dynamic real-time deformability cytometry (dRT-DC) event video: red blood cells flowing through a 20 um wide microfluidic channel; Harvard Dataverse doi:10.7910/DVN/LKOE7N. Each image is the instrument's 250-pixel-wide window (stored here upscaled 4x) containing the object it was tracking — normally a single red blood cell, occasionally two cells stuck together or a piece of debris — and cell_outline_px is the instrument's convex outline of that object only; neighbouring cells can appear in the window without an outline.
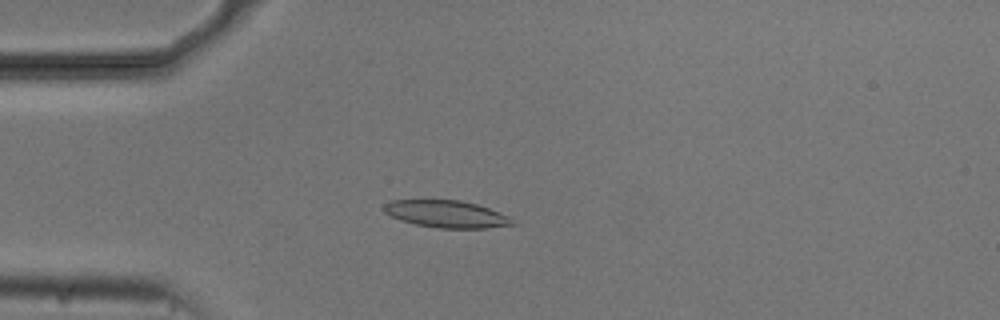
{"species": "common noctule bat (a hibernating species)", "species_latin": "Nyctalus noctula", "temperature_condition": "cold", "stored_images_in_passage": 54, "camera_frame_rate_fps": 3000, "um_per_image_px": 0.085, "animal": {"sex": "male", "body_mass_g": 20.5, "forearm_length_mm": 52.5}, "frame": {"image": 1, "passage_image": 14, "time_ms": 4.333, "image_size_px": [1000, 320], "cell_outline_px": [[520, 224], [488, 228], [440, 228], [416, 224], [400, 220], [384, 212], [384, 204], [392, 200], [460, 200], [476, 204], [488, 208], [508, 216]], "centroid_in_image_um": [37.99, 18.2], "position_along_channel_um": 47.0, "area_um2": 20.29}}
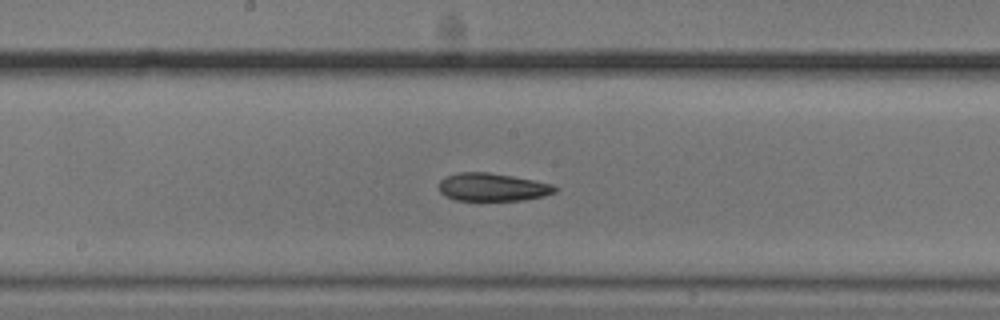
{"frame": {"image": 2, "passage_image": 28, "time_ms": 9.0, "image_size_px": [1000, 320], "cell_outline_px": [[560, 188], [556, 192], [544, 196], [524, 200], [480, 204], [476, 204], [456, 200], [444, 196], [440, 192], [440, 180], [444, 176], [460, 172], [488, 172], [512, 176], [552, 184]], "centroid_in_image_um": [41.84, 15.97], "position_along_channel_um": 206.4, "area_um2": 20.0}}
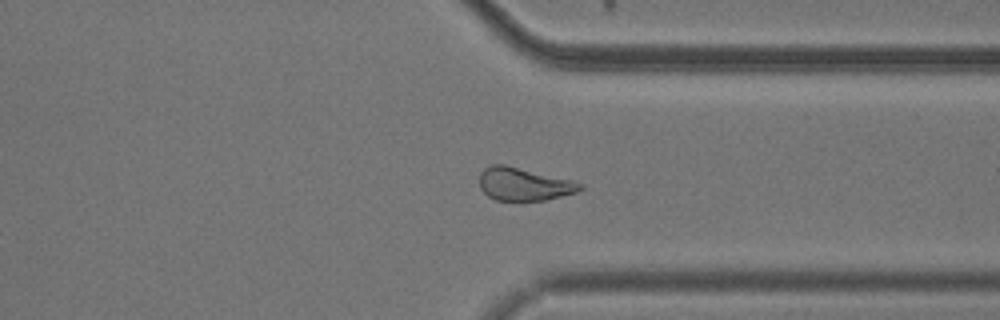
{"frame": {"image": 3, "passage_image": 41, "time_ms": 13.333, "image_size_px": [1000, 320], "cell_outline_px": [[584, 188], [576, 192], [544, 200], [496, 200], [488, 196], [480, 188], [480, 172], [484, 168], [492, 164], [504, 164], [572, 180], [584, 184]], "centroid_in_image_um": [44.52, 15.64], "position_along_channel_um": 366.9, "area_um2": 19.19}, "authors_computed_cell_mechanics": {"area_um2": 20.5768, "velocity_mm_per_s": 3.7183, "shape_relaxation_time_tau1_ms": null, "shape_relaxation_time_tau2_ms": 5.5171, "deformation_change_tau1": null, "deformation_change_tau2": 0.1249}}